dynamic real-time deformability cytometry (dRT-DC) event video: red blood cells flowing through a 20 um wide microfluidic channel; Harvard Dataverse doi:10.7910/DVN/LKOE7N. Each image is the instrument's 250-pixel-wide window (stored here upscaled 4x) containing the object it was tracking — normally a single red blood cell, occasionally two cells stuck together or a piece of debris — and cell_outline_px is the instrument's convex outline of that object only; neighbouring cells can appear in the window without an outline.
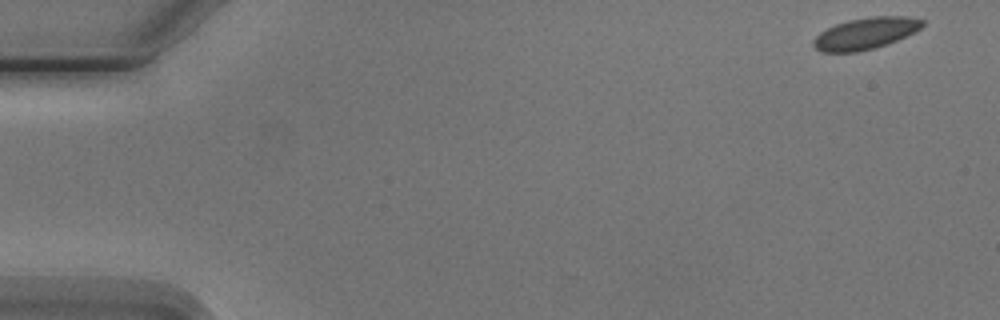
{"species": "Egyptian fruit bat (a non-hibernating species)", "species_latin": "Rousettus aegyptiacus", "temperature_condition": "cold", "stored_images_in_passage": 4, "camera_frame_rate_fps": 3000, "um_per_image_px": 0.085, "animal": {"sex": "male"}, "frame": {"image": 1, "passage_image": 1, "time_ms": 0.0, "image_size_px": [1000, 320], "cell_outline_px": [[924, 24], [920, 28], [888, 44], [856, 52], [820, 52], [812, 44], [812, 40], [820, 32], [836, 24], [848, 20], [872, 16], [904, 16], [924, 20]], "centroid_in_image_um": [73.53, 2.84], "position_along_channel_um": 11.5, "area_um2": 19.83}}